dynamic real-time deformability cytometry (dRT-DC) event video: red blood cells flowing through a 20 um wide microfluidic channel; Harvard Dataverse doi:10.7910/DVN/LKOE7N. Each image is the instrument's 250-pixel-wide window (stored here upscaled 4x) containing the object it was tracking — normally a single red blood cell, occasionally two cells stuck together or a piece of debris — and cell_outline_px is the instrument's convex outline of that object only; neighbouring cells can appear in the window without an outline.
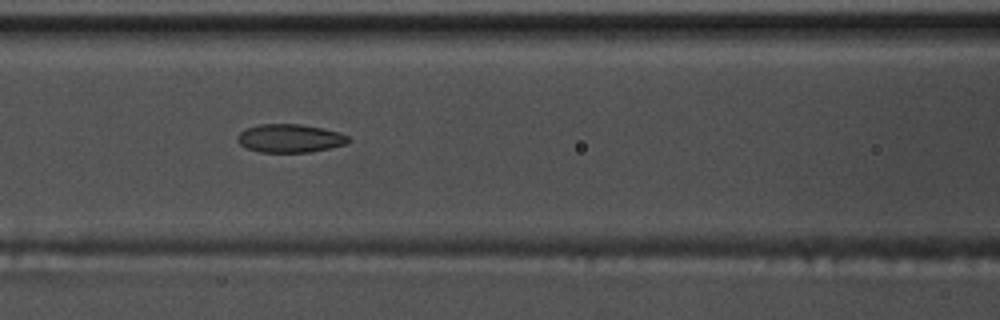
{"species": "common noctule bat (a hibernating species)", "species_latin": "Nyctalus noctula", "temperature_condition": "warm", "stored_images_in_passage": 37, "camera_frame_rate_fps": 3000, "um_per_image_px": 0.085, "animal": {"sex": "male", "body_mass_g": 17.5, "forearm_length_mm": 52.3}, "frame": {"image": 1, "passage_image": 13, "time_ms": 4.0, "image_size_px": [1000, 320], "cell_outline_px": [[352, 140], [348, 144], [308, 152], [260, 152], [248, 148], [240, 144], [236, 140], [236, 136], [240, 132], [248, 128], [260, 124], [300, 124], [324, 128], [340, 132], [348, 136]], "centroid_in_image_um": [24.68, 11.75], "position_along_channel_um": 141.9, "area_um2": 18.38}}
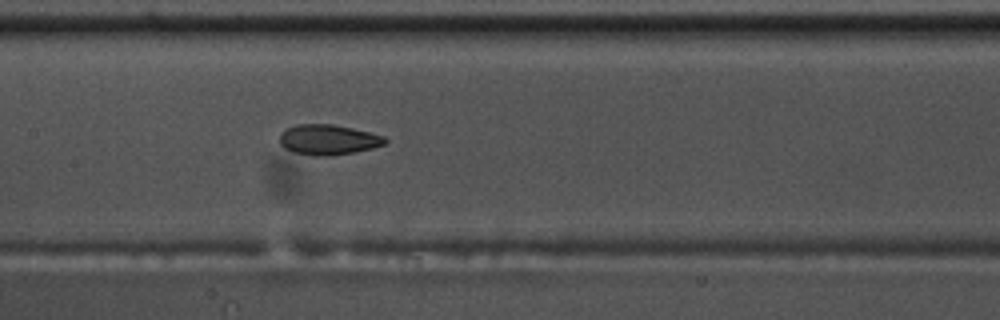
{"frame": {"image": 2, "passage_image": 16, "time_ms": 5.0, "image_size_px": [1000, 320], "cell_outline_px": [[388, 140], [384, 144], [372, 148], [352, 152], [328, 156], [312, 156], [292, 152], [284, 148], [280, 144], [280, 132], [296, 124], [332, 124], [352, 128], [384, 136]], "centroid_in_image_um": [27.86, 11.87], "position_along_channel_um": 179.5, "area_um2": 18.55}}
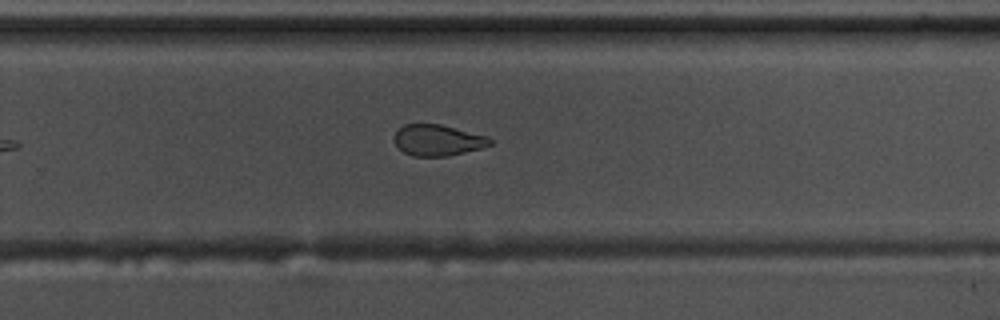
{"frame": {"image": 3, "passage_image": 25, "time_ms": 8.0, "image_size_px": [1000, 320], "cell_outline_px": [[492, 144], [480, 148], [448, 156], [412, 156], [404, 152], [396, 144], [396, 132], [404, 124], [440, 124], [488, 136], [492, 140]], "centroid_in_image_um": [37.23, 11.91], "position_along_channel_um": 292.6, "area_um2": 17.11}}